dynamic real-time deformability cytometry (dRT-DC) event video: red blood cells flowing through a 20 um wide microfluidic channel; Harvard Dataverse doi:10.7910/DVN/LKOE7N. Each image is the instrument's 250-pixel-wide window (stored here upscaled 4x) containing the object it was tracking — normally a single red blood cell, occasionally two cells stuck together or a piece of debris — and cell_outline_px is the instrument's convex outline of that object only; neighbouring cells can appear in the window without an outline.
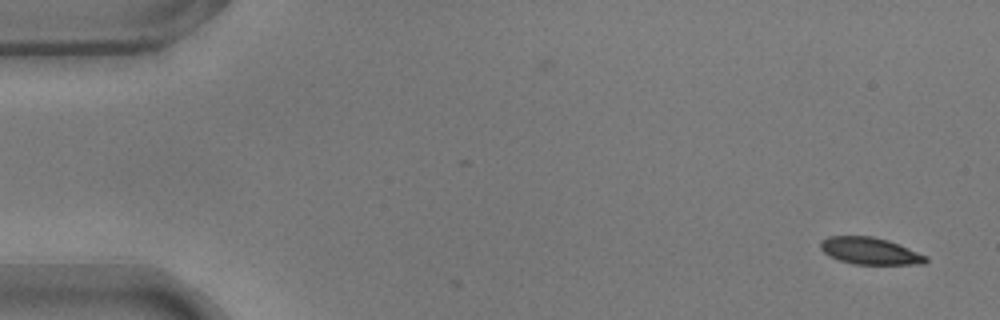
{"species": "common noctule bat (a hibernating species)", "species_latin": "Nyctalus noctula", "temperature_condition": "warm", "stored_images_in_passage": 13, "camera_frame_rate_fps": 3000, "um_per_image_px": 0.085, "animal": {"sex": "male", "body_mass_g": 17.9}, "frame": {"image": 1, "passage_image": 1, "time_ms": 0.0, "image_size_px": [1000, 320], "cell_outline_px": [[928, 260], [924, 264], [852, 264], [828, 256], [820, 248], [820, 240], [828, 236], [872, 236], [888, 240], [928, 256]], "centroid_in_image_um": [73.93, 21.33], "position_along_channel_um": 11.1, "area_um2": 16.59}}